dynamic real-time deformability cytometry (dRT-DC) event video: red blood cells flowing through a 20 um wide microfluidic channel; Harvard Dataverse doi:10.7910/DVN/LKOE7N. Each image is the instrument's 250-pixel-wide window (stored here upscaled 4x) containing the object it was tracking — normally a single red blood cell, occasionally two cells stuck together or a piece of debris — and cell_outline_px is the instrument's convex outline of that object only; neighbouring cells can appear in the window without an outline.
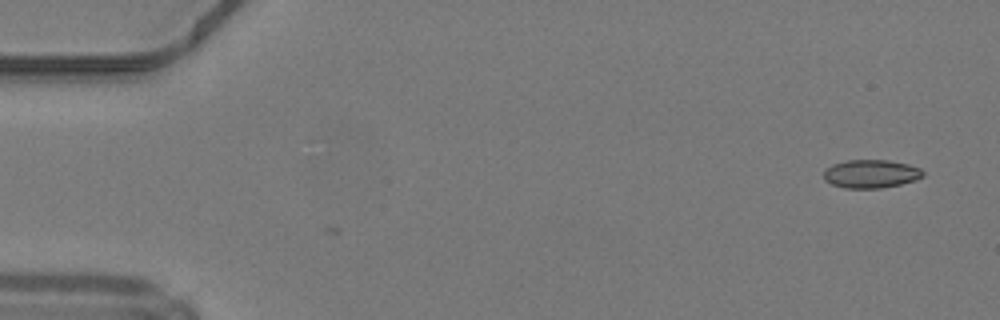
{"species": "common noctule bat (a hibernating species)", "species_latin": "Nyctalus noctula", "temperature_condition": "warm", "stored_images_in_passage": 3, "camera_frame_rate_fps": 3000, "um_per_image_px": 0.085, "animal": {"sex": "male", "body_mass_g": 19.2, "forearm_length_mm": 51.8}, "frame": {"image": 1, "passage_image": 3, "time_ms": 0.667, "image_size_px": [1000, 320], "cell_outline_px": [[924, 176], [916, 180], [900, 184], [880, 188], [844, 188], [832, 184], [824, 180], [824, 172], [832, 164], [848, 160], [888, 160], [908, 164], [920, 168], [924, 172]], "centroid_in_image_um": [74.05, 14.77], "position_along_channel_um": 11.0, "area_um2": 16.36}}